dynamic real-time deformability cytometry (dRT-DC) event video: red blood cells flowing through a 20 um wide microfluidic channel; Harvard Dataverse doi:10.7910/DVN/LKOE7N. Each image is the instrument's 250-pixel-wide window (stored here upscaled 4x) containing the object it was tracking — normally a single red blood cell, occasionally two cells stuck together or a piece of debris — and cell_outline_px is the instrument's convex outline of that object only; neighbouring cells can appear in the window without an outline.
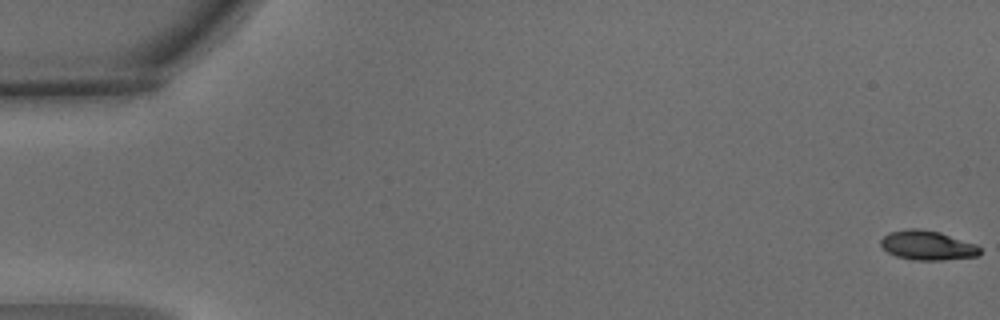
{"species": "common noctule bat (a hibernating species)", "species_latin": "Nyctalus noctula", "temperature_condition": "warm", "stored_images_in_passage": 6, "camera_frame_rate_fps": 3000, "um_per_image_px": 0.085, "animal": {"sex": "male", "body_mass_g": 15.6}, "frame": {"image": 1, "passage_image": 1, "time_ms": 0.0, "image_size_px": [1000, 320], "cell_outline_px": [[980, 252], [976, 256], [940, 260], [916, 260], [896, 256], [888, 252], [880, 244], [880, 240], [888, 232], [908, 228], [920, 228], [940, 232], [976, 244], [980, 248]], "centroid_in_image_um": [78.8, 20.84], "position_along_channel_um": 6.2, "area_um2": 16.94}}